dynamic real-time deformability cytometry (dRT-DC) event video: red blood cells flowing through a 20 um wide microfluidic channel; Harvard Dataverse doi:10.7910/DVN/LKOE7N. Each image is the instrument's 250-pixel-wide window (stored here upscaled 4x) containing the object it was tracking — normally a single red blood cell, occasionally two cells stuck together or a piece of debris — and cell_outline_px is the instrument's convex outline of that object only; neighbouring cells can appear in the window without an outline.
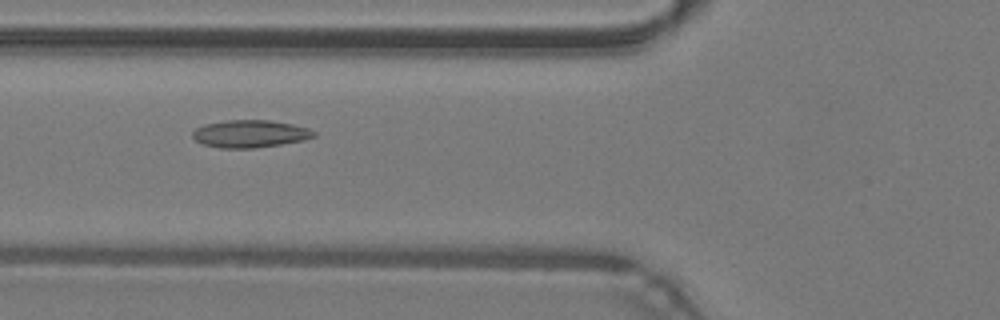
{"species": "common noctule bat (a hibernating species)", "species_latin": "Nyctalus noctula", "temperature_condition": "warm", "stored_images_in_passage": 47, "camera_frame_rate_fps": 3000, "um_per_image_px": 0.085, "animal": {"sex": "male", "body_mass_g": 19.2, "forearm_length_mm": 51.8}, "frame": {"image": 1, "passage_image": 17, "time_ms": 5.333, "image_size_px": [1000, 320], "cell_outline_px": [[316, 136], [304, 140], [256, 148], [220, 148], [200, 144], [192, 136], [192, 132], [196, 128], [204, 124], [224, 120], [272, 120], [292, 124], [308, 128], [316, 132]], "centroid_in_image_um": [21.24, 11.37], "position_along_channel_um": 104.6, "area_um2": 19.59}}
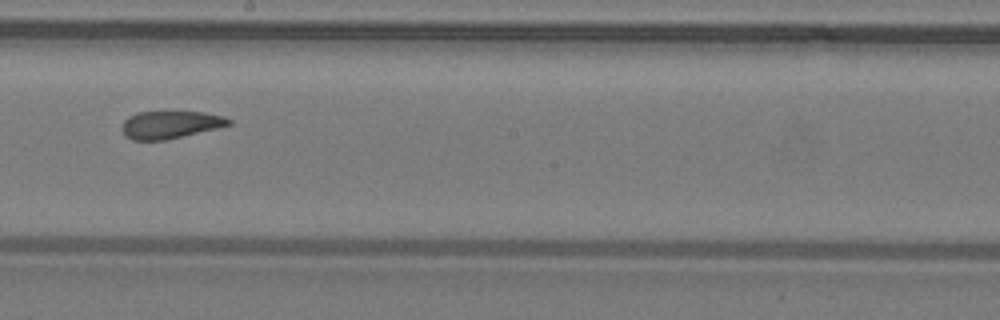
{"frame": {"image": 2, "passage_image": 26, "time_ms": 8.333, "image_size_px": [1000, 320], "cell_outline_px": [[232, 124], [216, 128], [164, 140], [132, 140], [124, 136], [120, 128], [124, 120], [128, 116], [140, 112], [204, 112], [224, 116], [232, 120]], "centroid_in_image_um": [14.43, 10.59], "position_along_channel_um": 233.8, "area_um2": 17.11}}
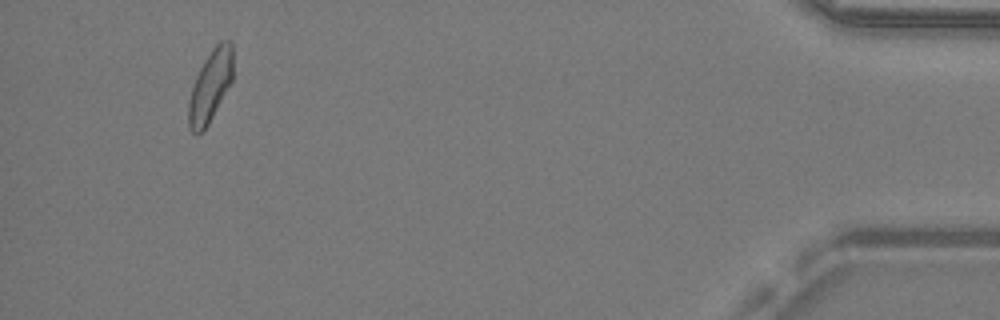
{"frame": {"image": 3, "passage_image": 44, "time_ms": 14.333, "image_size_px": [1000, 320], "cell_outline_px": [[232, 80], [208, 124], [200, 132], [192, 132], [188, 128], [188, 104], [192, 88], [196, 76], [204, 60], [212, 48], [220, 40], [228, 40], [232, 44]], "centroid_in_image_um": [17.87, 7.28], "position_along_channel_um": 417.3, "area_um2": 18.21}, "authors_computed_cell_mechanics": {"area_um2": 18.6694, "velocity_mm_per_s": 4.2954, "shape_relaxation_time_tau1_ms": null, "shape_relaxation_time_tau2_ms": 2.2077, "deformation_change_tau1": null, "deformation_change_tau2": 0.097}}